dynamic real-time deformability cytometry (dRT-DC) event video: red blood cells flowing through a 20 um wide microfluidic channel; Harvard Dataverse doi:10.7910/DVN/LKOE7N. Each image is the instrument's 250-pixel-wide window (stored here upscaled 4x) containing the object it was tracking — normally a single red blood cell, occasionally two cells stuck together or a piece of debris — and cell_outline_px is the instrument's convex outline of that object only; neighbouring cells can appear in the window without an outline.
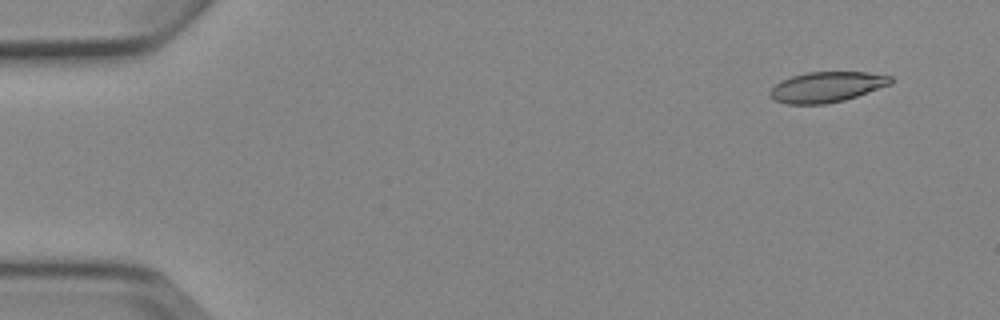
{"species": "Egyptian fruit bat (a non-hibernating species)", "species_latin": "Rousettus aegyptiacus", "temperature_condition": "cold", "stored_images_in_passage": 6, "camera_frame_rate_fps": 3000, "um_per_image_px": 0.085, "animal": {"sex": "female"}, "frame": {"image": 1, "passage_image": 1, "time_ms": 0.0, "image_size_px": [1000, 320], "cell_outline_px": [[892, 84], [844, 100], [824, 104], [788, 104], [776, 100], [768, 92], [780, 80], [792, 76], [808, 72], [868, 72], [892, 76]], "centroid_in_image_um": [70.29, 7.38], "position_along_channel_um": 14.7, "area_um2": 21.27}}
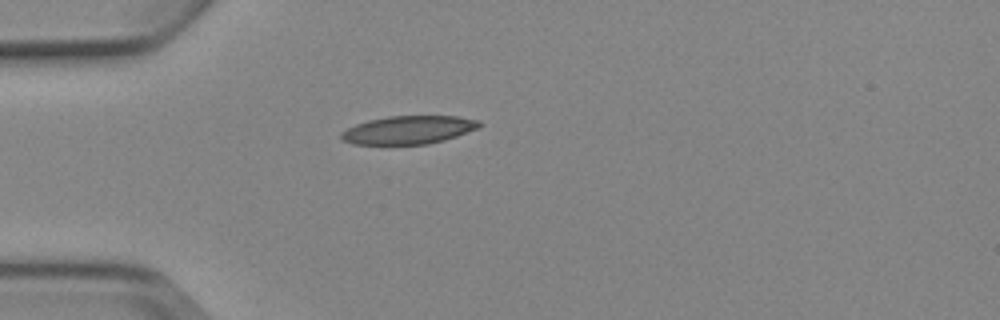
{"frame": {"image": 2, "passage_image": 4, "time_ms": 3.667, "image_size_px": [1000, 320], "cell_outline_px": [[480, 128], [444, 140], [428, 144], [352, 144], [344, 140], [340, 136], [340, 132], [356, 124], [368, 120], [388, 116], [456, 116], [480, 120]], "centroid_in_image_um": [34.73, 11.04], "position_along_channel_um": 50.3, "area_um2": 22.66}}
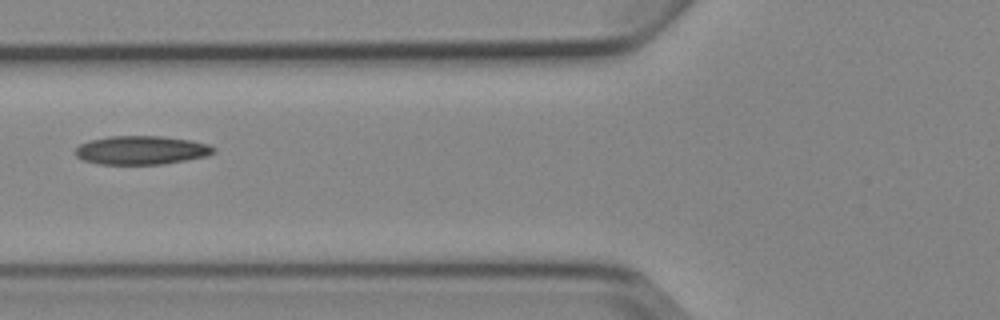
{"frame": {"image": 3, "passage_image": 6, "time_ms": 5.667, "image_size_px": [1000, 320], "cell_outline_px": [[216, 152], [208, 156], [164, 164], [100, 164], [84, 160], [76, 156], [72, 152], [80, 144], [88, 140], [112, 136], [160, 136], [192, 140], [208, 144], [216, 148]], "centroid_in_image_um": [12.03, 12.76], "position_along_channel_um": 113.8, "area_um2": 23.29}}